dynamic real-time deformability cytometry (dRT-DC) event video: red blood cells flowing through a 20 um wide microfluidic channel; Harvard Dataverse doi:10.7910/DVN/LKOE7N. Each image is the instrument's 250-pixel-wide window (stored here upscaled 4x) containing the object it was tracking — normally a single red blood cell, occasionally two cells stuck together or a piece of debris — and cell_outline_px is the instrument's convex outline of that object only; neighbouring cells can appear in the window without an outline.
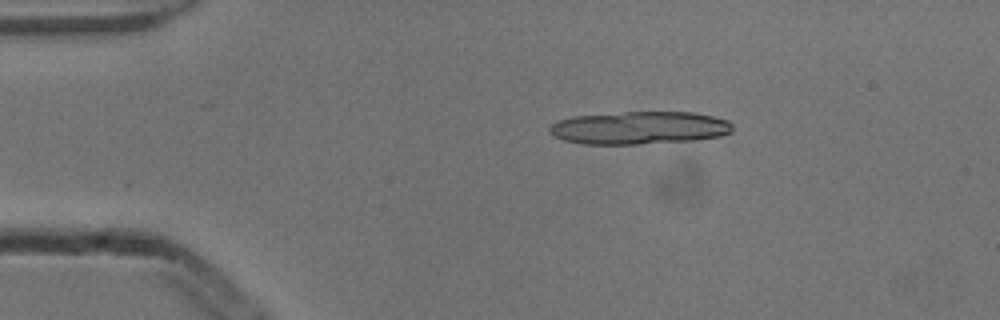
{"species": "common noctule bat (a hibernating species)", "species_latin": "Nyctalus noctula", "temperature_condition": "cold", "stored_images_in_passage": 5, "camera_frame_rate_fps": 3000, "um_per_image_px": 0.085, "animal": {"sex": "male", "body_mass_g": 13.3}, "frame": {"image": 1, "passage_image": 3, "time_ms": 0.667, "image_size_px": [1000, 320], "cell_outline_px": [[732, 132], [720, 136], [696, 140], [636, 144], [584, 144], [564, 140], [548, 132], [548, 128], [556, 120], [572, 116], [624, 112], [692, 112], [712, 116], [728, 120], [732, 124]], "centroid_in_image_um": [54.33, 10.86], "position_along_channel_um": 30.7, "area_um2": 35.14}}